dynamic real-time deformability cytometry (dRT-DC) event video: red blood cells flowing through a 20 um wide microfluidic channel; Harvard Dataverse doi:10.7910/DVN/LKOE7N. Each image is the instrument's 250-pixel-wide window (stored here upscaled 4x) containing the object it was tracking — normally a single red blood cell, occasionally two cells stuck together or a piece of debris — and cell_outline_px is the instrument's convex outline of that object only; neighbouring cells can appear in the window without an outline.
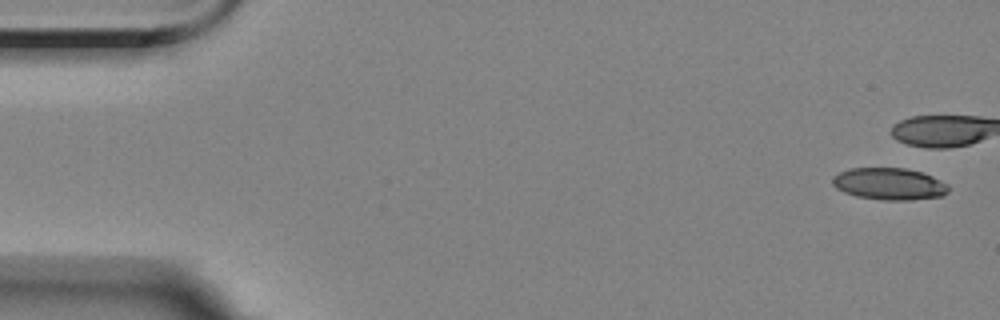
{"species": "Egyptian fruit bat (a non-hibernating species)", "species_latin": "Rousettus aegyptiacus", "temperature_condition": "room temperature", "stored_images_in_passage": 6, "camera_frame_rate_fps": 3000, "um_per_image_px": 0.085, "animal": {"sex": "female"}, "frame": {"image": 1, "passage_image": 1, "time_ms": 0.0, "image_size_px": [1000, 320], "cell_outline_px": [[948, 192], [944, 196], [912, 200], [884, 200], [856, 196], [844, 192], [836, 188], [832, 184], [832, 176], [848, 168], [904, 168], [924, 172], [948, 184]], "centroid_in_image_um": [75.59, 15.63], "position_along_channel_um": 9.4, "area_um2": 21.79}}
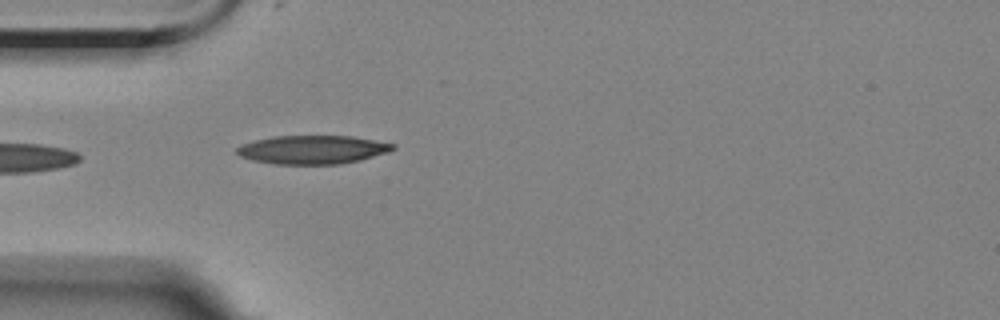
{"frame": {"image": 2, "passage_image": 6, "time_ms": 5.667, "image_size_px": [1000, 320], "cell_outline_px": [[396, 148], [388, 152], [360, 160], [340, 164], [272, 164], [252, 160], [240, 156], [236, 152], [236, 148], [240, 144], [272, 136], [352, 136], [396, 144]], "centroid_in_image_um": [26.55, 12.72], "position_along_channel_um": 58.4, "area_um2": 26.07}}